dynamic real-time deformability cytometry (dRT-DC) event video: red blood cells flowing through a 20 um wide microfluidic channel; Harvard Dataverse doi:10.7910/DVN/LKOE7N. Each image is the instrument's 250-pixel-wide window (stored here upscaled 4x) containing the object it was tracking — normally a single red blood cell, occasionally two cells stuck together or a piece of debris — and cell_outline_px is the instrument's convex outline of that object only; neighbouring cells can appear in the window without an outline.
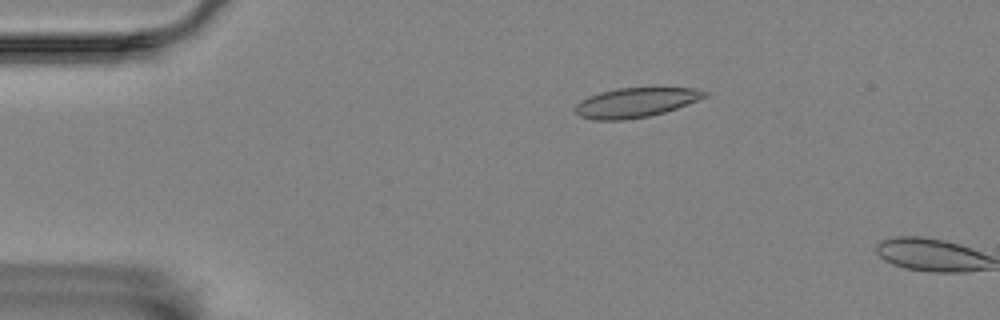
{"species": "Egyptian fruit bat (a non-hibernating species)", "species_latin": "Rousettus aegyptiacus", "temperature_condition": "room temperature", "stored_images_in_passage": 2, "camera_frame_rate_fps": 3000, "um_per_image_px": 0.085, "animal": {"sex": "female"}, "frame": {"image": 1, "passage_image": 1, "time_ms": 0.0, "image_size_px": [1000, 320], "cell_outline_px": [[708, 96], [688, 104], [664, 112], [648, 116], [620, 120], [596, 120], [580, 116], [572, 108], [580, 100], [588, 96], [600, 92], [616, 88], [696, 88], [708, 92]], "centroid_in_image_um": [54.01, 8.71], "position_along_channel_um": 31.0, "area_um2": 22.25}}